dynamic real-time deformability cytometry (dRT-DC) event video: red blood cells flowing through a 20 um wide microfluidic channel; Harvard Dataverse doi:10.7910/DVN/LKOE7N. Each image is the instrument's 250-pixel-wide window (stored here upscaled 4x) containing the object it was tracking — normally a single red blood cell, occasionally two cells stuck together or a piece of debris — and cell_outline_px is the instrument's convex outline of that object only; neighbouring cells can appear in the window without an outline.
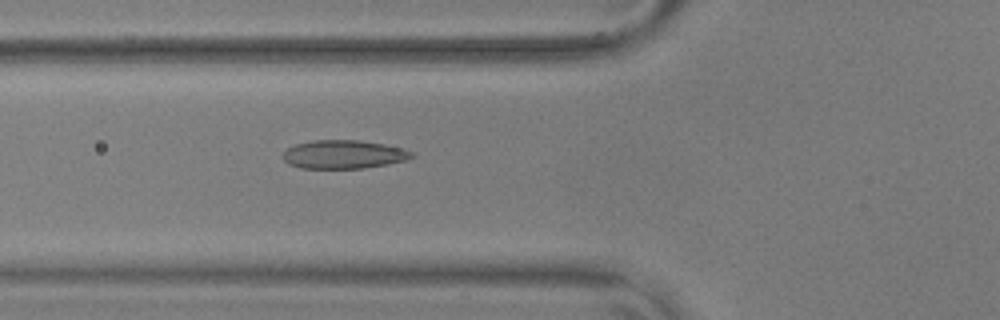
{"species": "common noctule bat (a hibernating species)", "species_latin": "Nyctalus noctula", "temperature_condition": "warm", "stored_images_in_passage": 44, "camera_frame_rate_fps": 3000, "um_per_image_px": 0.085, "animal": {"sex": "male", "body_mass_g": 17.9, "forearm_length_mm": 54.2}, "frame": {"image": 1, "passage_image": 17, "time_ms": 5.333, "image_size_px": [1000, 320], "cell_outline_px": [[416, 156], [408, 160], [388, 164], [364, 168], [300, 168], [288, 164], [284, 160], [284, 152], [288, 148], [296, 144], [316, 140], [360, 140], [384, 144], [400, 148], [412, 152]], "centroid_in_image_um": [29.24, 13.13], "position_along_channel_um": 96.6, "area_um2": 21.33}}
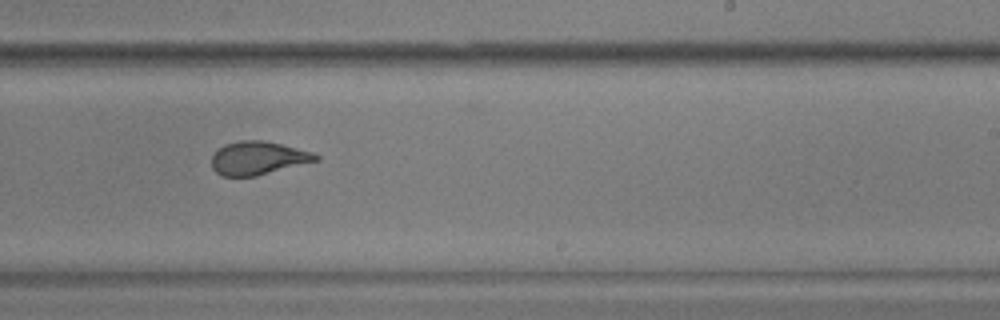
{"frame": {"image": 2, "passage_image": 31, "time_ms": 10.0, "image_size_px": [1000, 320], "cell_outline_px": [[320, 160], [256, 176], [220, 176], [212, 168], [212, 156], [224, 144], [240, 140], [264, 140], [312, 152], [320, 156]], "centroid_in_image_um": [21.93, 13.44], "position_along_channel_um": 267.1, "area_um2": 20.17}}
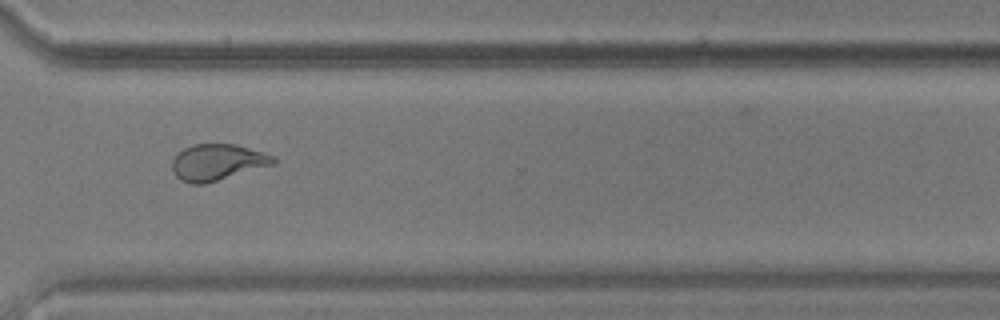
{"frame": {"image": 3, "passage_image": 38, "time_ms": 12.333, "image_size_px": [1000, 320], "cell_outline_px": [[276, 164], [204, 184], [192, 184], [180, 180], [176, 176], [172, 168], [172, 160], [184, 148], [192, 144], [236, 144], [264, 152], [276, 156]], "centroid_in_image_um": [18.51, 13.79], "position_along_channel_um": 352.1, "area_um2": 21.5}}